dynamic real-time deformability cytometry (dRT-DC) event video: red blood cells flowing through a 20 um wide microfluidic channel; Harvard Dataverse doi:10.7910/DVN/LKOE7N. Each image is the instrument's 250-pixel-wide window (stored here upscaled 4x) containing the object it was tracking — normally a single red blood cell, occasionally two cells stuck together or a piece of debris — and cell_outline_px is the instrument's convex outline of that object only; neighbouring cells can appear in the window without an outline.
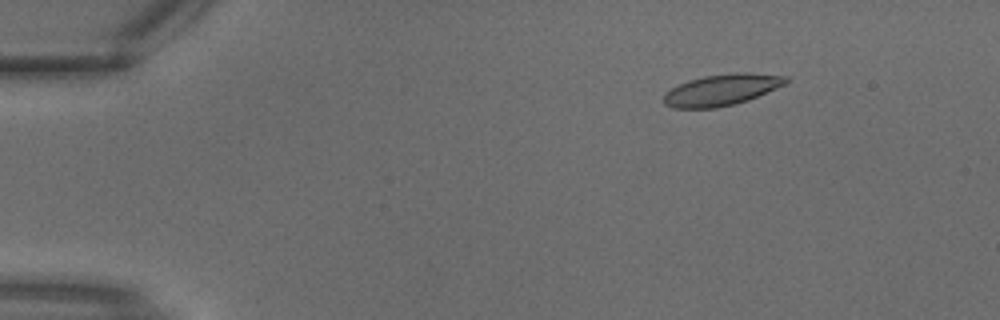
{"species": "common noctule bat (a hibernating species)", "species_latin": "Nyctalus noctula", "temperature_condition": "warm", "stored_images_in_passage": 10, "camera_frame_rate_fps": 3000, "um_per_image_px": 0.085, "animal": {"sex": "male", "body_mass_g": 18.8}, "frame": {"image": 1, "passage_image": 1, "time_ms": 0.0, "image_size_px": [1000, 320], "cell_outline_px": [[788, 80], [784, 84], [776, 88], [748, 100], [736, 104], [716, 108], [672, 108], [664, 104], [664, 92], [688, 80], [704, 76], [732, 72], [748, 72], [788, 76]], "centroid_in_image_um": [61.33, 7.63], "position_along_channel_um": 23.7, "area_um2": 22.37}}
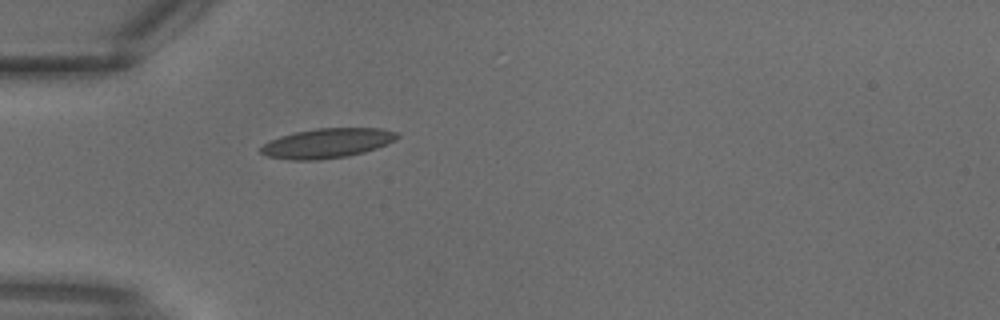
{"frame": {"image": 2, "passage_image": 6, "time_ms": 1.667, "image_size_px": [1000, 320], "cell_outline_px": [[400, 136], [396, 140], [388, 144], [364, 152], [348, 156], [316, 160], [292, 160], [268, 156], [260, 152], [260, 148], [264, 144], [280, 136], [296, 132], [316, 128], [380, 128], [400, 132]], "centroid_in_image_um": [27.87, 12.16], "position_along_channel_um": 57.1, "area_um2": 23.58}}
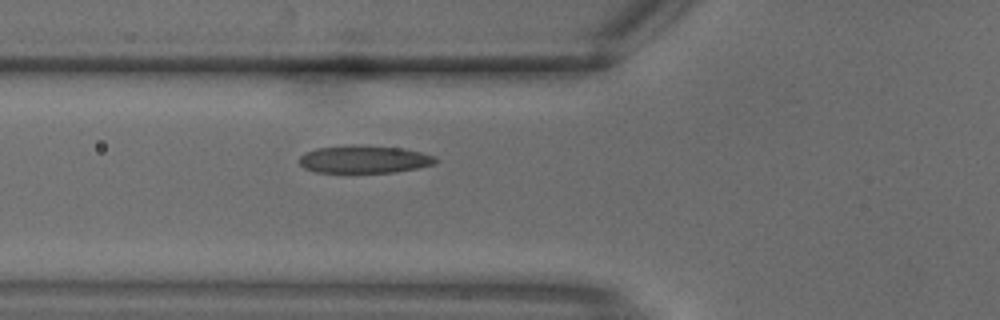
{"frame": {"image": 3, "passage_image": 8, "time_ms": 2.333, "image_size_px": [1000, 320], "cell_outline_px": [[436, 164], [396, 172], [316, 172], [304, 168], [300, 164], [300, 156], [316, 148], [352, 144], [360, 144], [404, 148], [436, 156]], "centroid_in_image_um": [30.98, 13.52], "position_along_channel_um": 94.8, "area_um2": 22.08}}